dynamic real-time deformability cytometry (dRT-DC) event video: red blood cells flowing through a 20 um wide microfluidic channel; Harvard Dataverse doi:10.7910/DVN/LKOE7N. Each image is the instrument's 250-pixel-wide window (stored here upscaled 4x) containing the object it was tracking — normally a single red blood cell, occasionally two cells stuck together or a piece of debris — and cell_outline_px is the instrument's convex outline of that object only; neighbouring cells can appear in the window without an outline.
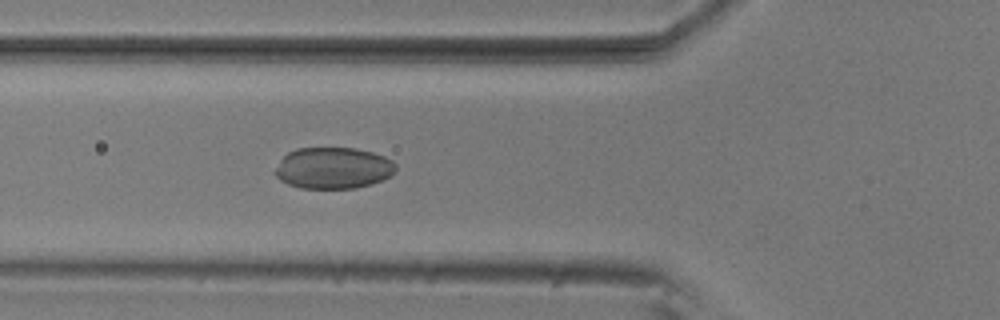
{"species": "common noctule bat (a hibernating species)", "species_latin": "Nyctalus noctula", "temperature_condition": "room temperature", "stored_images_in_passage": 36, "camera_frame_rate_fps": 3000, "um_per_image_px": 0.085, "animal": {"sex": "male", "body_mass_g": 20.5, "forearm_length_mm": 52.5}, "frame": {"image": 1, "passage_image": 7, "time_ms": 2.0, "image_size_px": [1000, 320], "cell_outline_px": [[396, 168], [392, 176], [384, 180], [372, 184], [356, 188], [300, 188], [288, 184], [280, 180], [272, 172], [280, 160], [288, 152], [296, 148], [356, 148], [372, 152], [384, 156], [392, 160], [396, 164]], "centroid_in_image_um": [28.33, 14.28], "position_along_channel_um": 97.5, "area_um2": 29.48}}
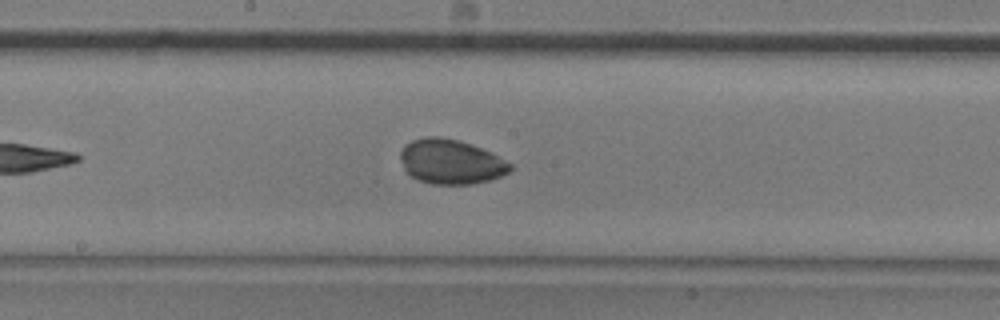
{"frame": {"image": 2, "passage_image": 16, "time_ms": 5.0, "image_size_px": [1000, 320], "cell_outline_px": [[512, 168], [508, 172], [500, 176], [488, 180], [472, 184], [432, 184], [420, 180], [412, 176], [404, 168], [400, 156], [400, 152], [404, 144], [412, 140], [428, 136], [440, 136], [460, 140], [492, 152], [512, 164]], "centroid_in_image_um": [38.33, 13.73], "position_along_channel_um": 209.9, "area_um2": 28.55}}
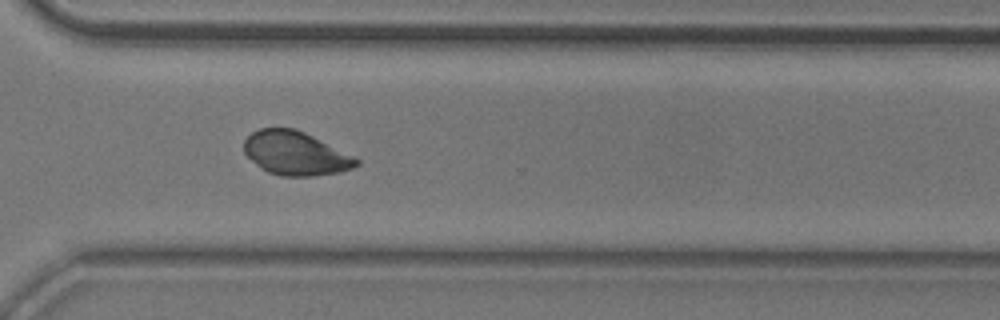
{"frame": {"image": 3, "passage_image": 27, "time_ms": 8.667, "image_size_px": [1000, 320], "cell_outline_px": [[360, 164], [352, 168], [340, 172], [312, 176], [280, 176], [268, 172], [260, 168], [244, 152], [244, 140], [252, 132], [260, 128], [292, 128], [304, 132], [360, 160]], "centroid_in_image_um": [25.09, 13.04], "position_along_channel_um": 345.5, "area_um2": 28.32}, "authors_computed_cell_mechanics": {"area_um2": 28.3509, "velocity_mm_per_s": 3.7206, "shape_relaxation_time_tau1_ms": 2.6776, "shape_relaxation_time_tau2_ms": 2.066, "deformation_change_tau1": 0.0626, "deformation_change_tau2": 0.0371}}